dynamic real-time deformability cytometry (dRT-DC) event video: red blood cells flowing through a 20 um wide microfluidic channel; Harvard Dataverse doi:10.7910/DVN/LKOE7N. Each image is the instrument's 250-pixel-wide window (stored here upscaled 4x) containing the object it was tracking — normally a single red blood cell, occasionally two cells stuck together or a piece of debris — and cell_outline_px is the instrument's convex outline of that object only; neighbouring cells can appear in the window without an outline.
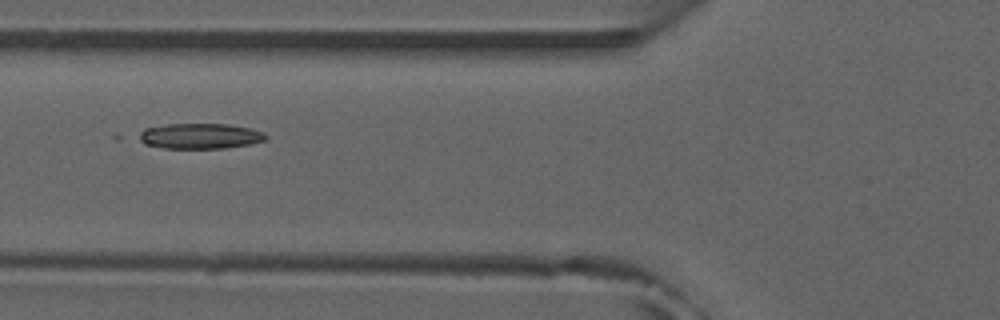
{"species": "common noctule bat (a hibernating species)", "species_latin": "Nyctalus noctula", "temperature_condition": "room temperature", "stored_images_in_passage": 44, "camera_frame_rate_fps": 3000, "um_per_image_px": 0.085, "animal": {"sex": "male", "forearm_length_mm": 52.5}, "frame": {"image": 1, "passage_image": 12, "time_ms": 3.667, "image_size_px": [1000, 320], "cell_outline_px": [[268, 136], [264, 140], [248, 144], [224, 148], [164, 148], [144, 144], [132, 136], [144, 128], [168, 124], [228, 124], [248, 128], [264, 132]], "centroid_in_image_um": [16.89, 11.56], "position_along_channel_um": 108.9, "area_um2": 18.96}}